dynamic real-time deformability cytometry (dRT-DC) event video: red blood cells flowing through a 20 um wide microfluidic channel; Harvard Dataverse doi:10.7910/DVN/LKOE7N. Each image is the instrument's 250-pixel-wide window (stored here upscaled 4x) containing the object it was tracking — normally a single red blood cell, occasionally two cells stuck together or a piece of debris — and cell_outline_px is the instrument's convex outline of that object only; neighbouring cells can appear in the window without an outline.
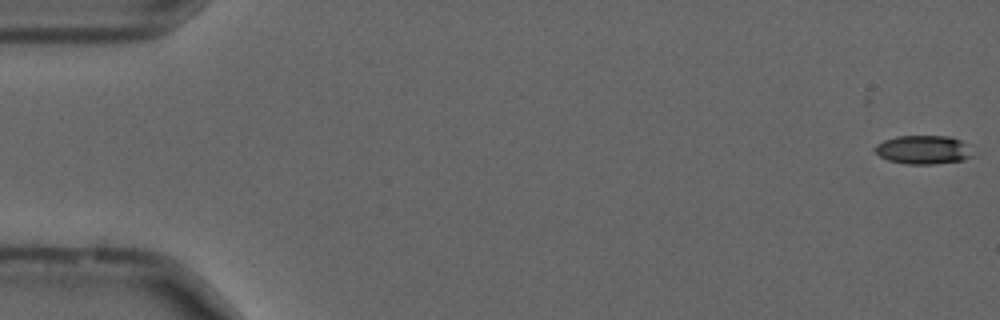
{"species": "common noctule bat (a hibernating species)", "species_latin": "Nyctalus noctula", "temperature_condition": "cold", "stored_images_in_passage": 56, "camera_frame_rate_fps": 3000, "um_per_image_px": 0.085, "animal": {"sex": "male", "forearm_length_mm": 52.5}, "frame": {"image": 1, "passage_image": 1, "time_ms": 0.0, "image_size_px": [1000, 320], "cell_outline_px": [[972, 156], [964, 160], [932, 164], [904, 164], [888, 160], [880, 156], [872, 148], [884, 140], [896, 136], [948, 136], [960, 140], [968, 144]], "centroid_in_image_um": [78.47, 12.73], "position_along_channel_um": 6.5, "area_um2": 16.36}}
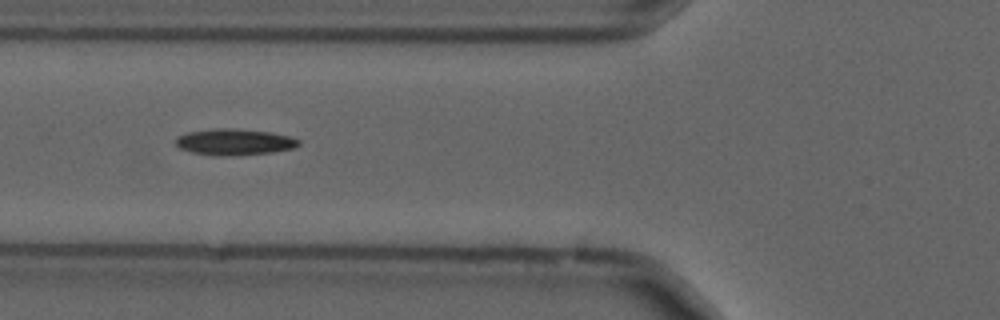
{"frame": {"image": 2, "passage_image": 21, "time_ms": 6.667, "image_size_px": [1000, 320], "cell_outline_px": [[300, 144], [292, 148], [272, 152], [236, 156], [212, 156], [192, 152], [180, 148], [176, 144], [176, 136], [188, 132], [212, 128], [232, 128], [272, 132], [292, 136], [300, 140]], "centroid_in_image_um": [19.92, 12.07], "position_along_channel_um": 105.9, "area_um2": 19.13}}
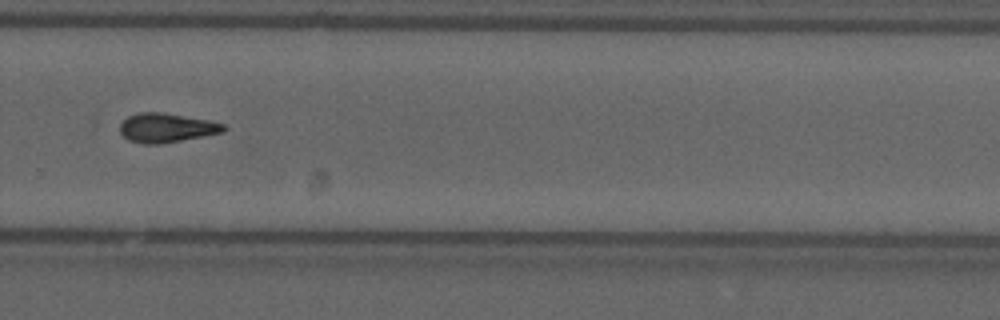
{"frame": {"image": 3, "passage_image": 38, "time_ms": 12.333, "image_size_px": [1000, 320], "cell_outline_px": [[228, 128], [224, 132], [160, 144], [144, 144], [128, 140], [120, 132], [120, 124], [128, 116], [140, 112], [160, 112], [208, 120], [224, 124]], "centroid_in_image_um": [14.15, 10.87], "position_along_channel_um": 315.7, "area_um2": 17.51}, "authors_computed_cell_mechanics": {"area_um2": 17.1666, "velocity_mm_per_s": 3.706, "shape_relaxation_time_tau1_ms": 8.3962, "shape_relaxation_time_tau2_ms": null, "deformation_change_tau1": 0.1652, "deformation_change_tau2": null}}